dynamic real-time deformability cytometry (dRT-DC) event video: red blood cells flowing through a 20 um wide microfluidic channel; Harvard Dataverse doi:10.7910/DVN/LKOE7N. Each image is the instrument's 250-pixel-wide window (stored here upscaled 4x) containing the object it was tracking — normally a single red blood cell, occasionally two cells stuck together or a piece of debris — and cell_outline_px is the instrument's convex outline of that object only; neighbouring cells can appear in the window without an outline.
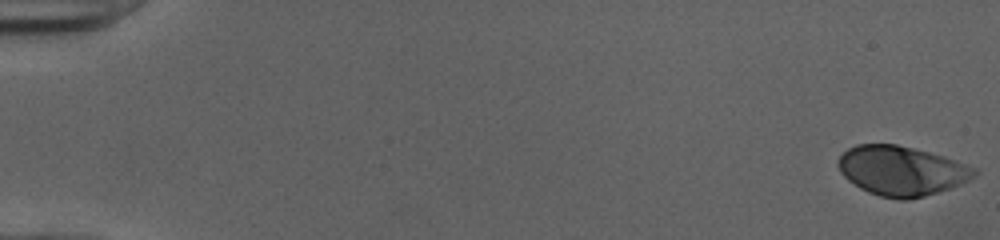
{"species": "human", "species_latin": "Homo sapiens", "temperature_condition": "cold", "stored_images_in_passage": 52, "camera_frame_rate_fps": 3000, "um_per_image_px": 0.085, "donor": {"sex": "female"}, "frame": {"image": 1, "passage_image": 1, "time_ms": 0.0, "image_size_px": [1000, 240], "cell_outline_px": [[980, 172], [976, 176], [960, 184], [924, 196], [908, 200], [900, 200], [880, 196], [868, 192], [860, 188], [848, 180], [840, 172], [836, 164], [840, 156], [848, 148], [856, 144], [896, 144], [944, 156], [976, 168]], "centroid_in_image_um": [76.61, 14.51], "position_along_channel_um": 8.4, "area_um2": 39.25}}
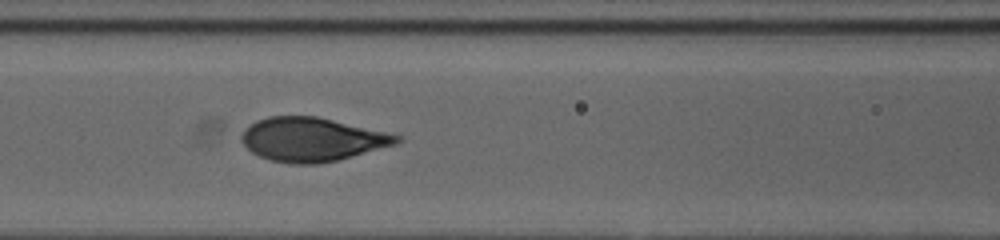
{"frame": {"image": 2, "passage_image": 24, "time_ms": 7.667, "image_size_px": [1000, 240], "cell_outline_px": [[404, 140], [396, 144], [352, 156], [320, 164], [292, 164], [268, 160], [252, 152], [240, 140], [240, 136], [244, 128], [248, 124], [256, 120], [268, 116], [316, 116], [404, 136]], "centroid_in_image_um": [26.5, 11.85], "position_along_channel_um": 140.1, "area_um2": 39.77}}
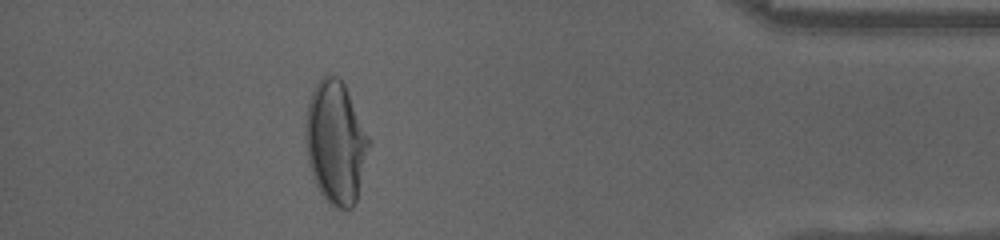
{"frame": {"image": 3, "passage_image": 47, "time_ms": 15.333, "image_size_px": [1000, 240], "cell_outline_px": [[372, 144], [356, 204], [352, 208], [336, 208], [328, 204], [324, 200], [316, 184], [308, 164], [304, 132], [304, 124], [308, 100], [316, 84], [328, 72], [336, 76], [344, 84], [372, 140]], "centroid_in_image_um": [28.55, 12.14], "position_along_channel_um": 406.6, "area_um2": 46.41}, "authors_computed_cell_mechanics": {"area_um2": 39.9976, "velocity_mm_per_s": 3.9939, "shape_relaxation_time_tau1_ms": 4.1016, "shape_relaxation_time_tau2_ms": null, "deformation_change_tau1": 0.2162, "deformation_change_tau2": null}}